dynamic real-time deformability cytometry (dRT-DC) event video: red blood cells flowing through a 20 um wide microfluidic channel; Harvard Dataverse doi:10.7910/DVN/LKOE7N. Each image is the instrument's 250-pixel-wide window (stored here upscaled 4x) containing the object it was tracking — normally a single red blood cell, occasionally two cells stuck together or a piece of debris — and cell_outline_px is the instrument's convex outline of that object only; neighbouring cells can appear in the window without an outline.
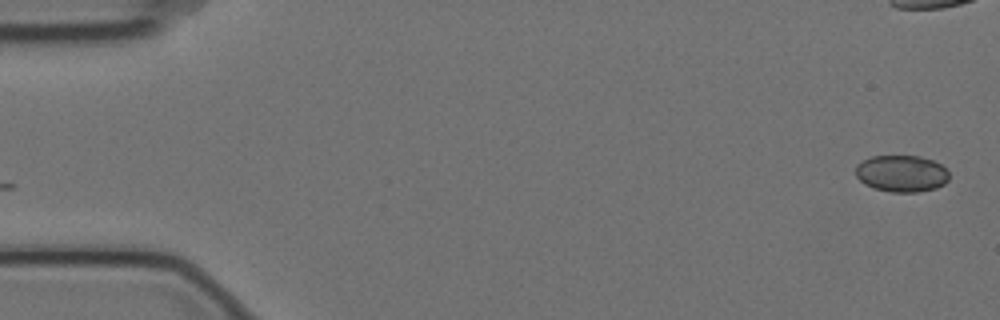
{"species": "Egyptian fruit bat (a non-hibernating species)", "species_latin": "Rousettus aegyptiacus", "temperature_condition": "cold", "stored_images_in_passage": 2, "camera_frame_rate_fps": 3000, "um_per_image_px": 0.085, "animal": {"sex": "female"}, "frame": {"image": 1, "passage_image": 2, "time_ms": 0.333, "image_size_px": [1000, 320], "cell_outline_px": [[948, 180], [944, 184], [936, 188], [916, 192], [892, 192], [872, 188], [864, 184], [856, 176], [856, 164], [872, 156], [920, 156], [932, 160], [940, 164], [948, 172]], "centroid_in_image_um": [76.61, 14.75], "position_along_channel_um": 8.4, "area_um2": 20.0}}